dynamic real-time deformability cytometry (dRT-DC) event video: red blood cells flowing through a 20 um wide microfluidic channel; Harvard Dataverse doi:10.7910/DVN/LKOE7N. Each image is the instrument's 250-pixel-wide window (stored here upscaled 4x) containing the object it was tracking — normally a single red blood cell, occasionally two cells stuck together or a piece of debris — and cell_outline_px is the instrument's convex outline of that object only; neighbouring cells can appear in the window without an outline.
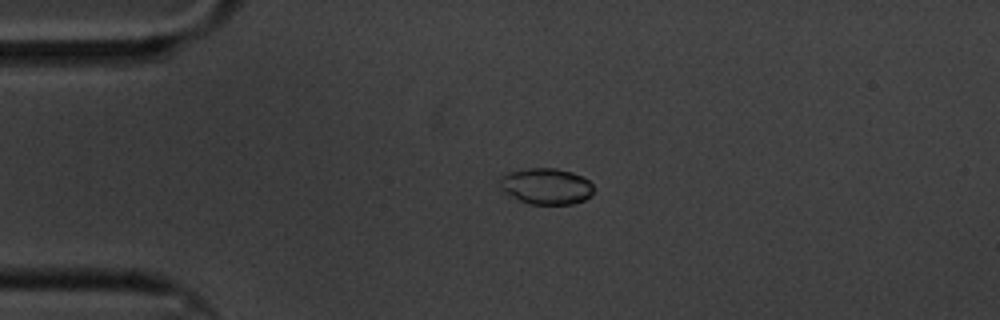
{"species": "common noctule bat (a hibernating species)", "species_latin": "Nyctalus noctula", "temperature_condition": "cold", "stored_images_in_passage": 48, "camera_frame_rate_fps": 3000, "um_per_image_px": 0.085, "animal": {"sex": "male", "body_mass_g": 20.1, "forearm_length_mm": 53.5}, "frame": {"image": 1, "passage_image": 1, "time_ms": 0.0, "image_size_px": [1000, 320], "cell_outline_px": [[592, 192], [584, 200], [572, 204], [528, 204], [504, 192], [500, 188], [500, 176], [508, 172], [528, 168], [556, 168], [572, 172], [588, 180], [592, 184]], "centroid_in_image_um": [46.39, 15.82], "position_along_channel_um": 38.6, "area_um2": 19.65}}
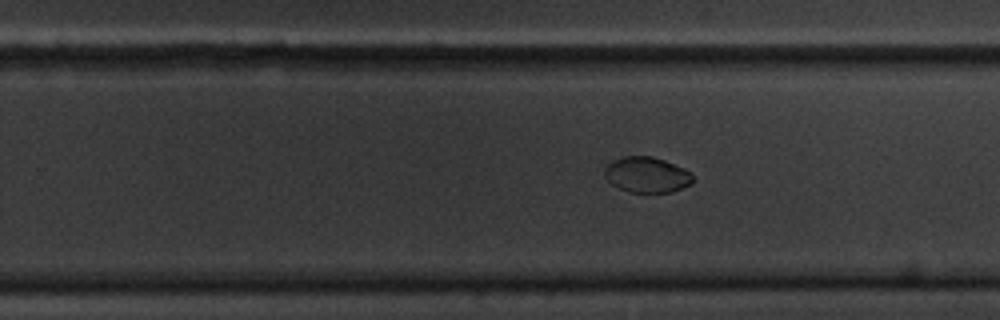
{"frame": {"image": 2, "passage_image": 25, "time_ms": 8.0, "image_size_px": [1000, 320], "cell_outline_px": [[692, 184], [672, 192], [628, 192], [612, 184], [604, 176], [604, 168], [612, 160], [624, 156], [652, 156], [664, 160], [684, 168], [692, 172]], "centroid_in_image_um": [54.98, 14.85], "position_along_channel_um": 274.8, "area_um2": 18.38}}
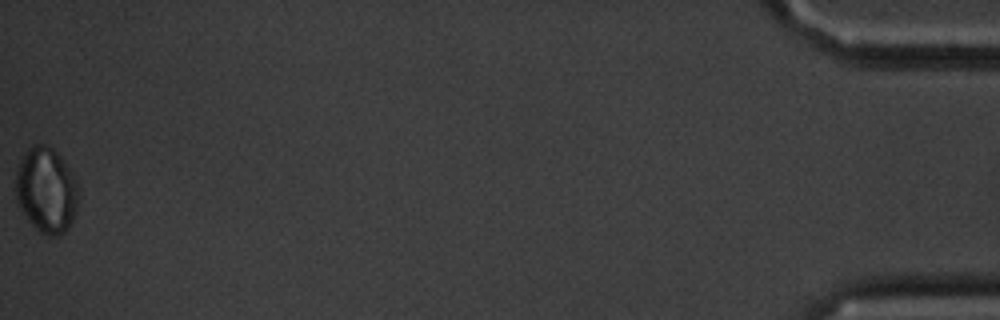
{"frame": {"image": 3, "passage_image": 48, "time_ms": 15.667, "image_size_px": [1000, 320], "cell_outline_px": [[80, 192], [76, 212], [68, 228], [64, 232], [56, 236], [48, 236], [40, 232], [28, 220], [20, 208], [16, 200], [16, 172], [20, 160], [24, 152], [32, 144], [44, 144], [52, 148], [64, 160], [72, 172], [80, 188]], "centroid_in_image_um": [3.96, 16.15], "position_along_channel_um": 431.2, "area_um2": 31.62}, "authors_computed_cell_mechanics": {"area_um2": 19.4786, "velocity_mm_per_s": 3.3047, "shape_relaxation_time_tau1_ms": 4.2908, "shape_relaxation_time_tau2_ms": null, "deformation_change_tau1": 0.0851, "deformation_change_tau2": null}}